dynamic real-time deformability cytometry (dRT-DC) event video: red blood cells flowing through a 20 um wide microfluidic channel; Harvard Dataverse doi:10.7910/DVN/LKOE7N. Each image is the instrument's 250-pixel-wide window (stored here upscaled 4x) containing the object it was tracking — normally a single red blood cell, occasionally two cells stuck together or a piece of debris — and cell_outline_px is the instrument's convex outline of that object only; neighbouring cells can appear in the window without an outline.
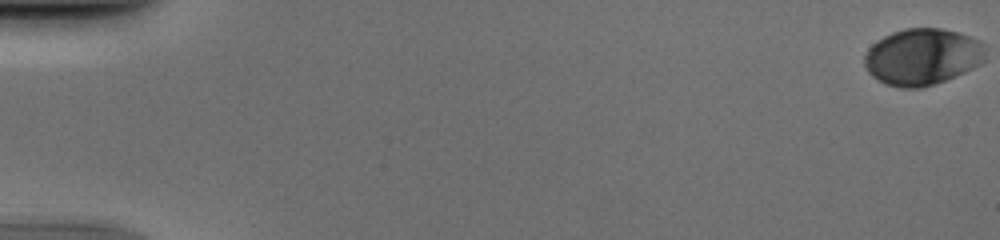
{"species": "human", "species_latin": "Homo sapiens", "temperature_condition": "cold", "stored_images_in_passage": 54, "camera_frame_rate_fps": 3000, "um_per_image_px": 0.085, "donor": {"sex": "male"}, "frame": {"image": 1, "passage_image": 1, "time_ms": 0.0, "image_size_px": [1000, 240], "cell_outline_px": [[984, 60], [980, 64], [964, 72], [944, 80], [920, 88], [900, 88], [884, 84], [872, 76], [868, 72], [864, 64], [864, 56], [868, 48], [872, 44], [884, 36], [892, 32], [904, 28], [940, 28], [956, 32], [980, 40], [984, 44]], "centroid_in_image_um": [78.37, 4.82], "position_along_channel_um": 6.6, "area_um2": 39.82}}
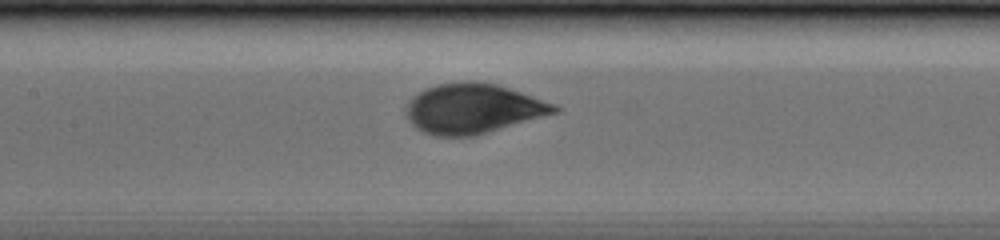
{"frame": {"image": 2, "passage_image": 27, "time_ms": 8.667, "image_size_px": [1000, 240], "cell_outline_px": [[560, 112], [476, 136], [436, 136], [424, 132], [416, 128], [408, 120], [408, 100], [412, 96], [424, 88], [436, 84], [460, 80], [476, 80], [496, 84], [556, 104], [560, 108]], "centroid_in_image_um": [40.22, 9.22], "position_along_channel_um": 167.2, "area_um2": 43.47}}
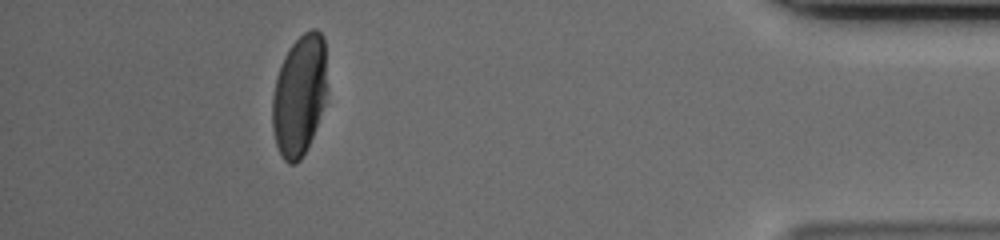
{"frame": {"image": 3, "passage_image": 49, "time_ms": 16.0, "image_size_px": [1000, 240], "cell_outline_px": [[328, 92], [324, 104], [312, 136], [300, 160], [296, 164], [288, 164], [284, 160], [276, 144], [272, 128], [272, 96], [276, 76], [280, 64], [288, 48], [304, 32], [312, 28], [316, 28], [324, 36]], "centroid_in_image_um": [25.45, 8.05], "position_along_channel_um": 409.8, "area_um2": 39.02}}